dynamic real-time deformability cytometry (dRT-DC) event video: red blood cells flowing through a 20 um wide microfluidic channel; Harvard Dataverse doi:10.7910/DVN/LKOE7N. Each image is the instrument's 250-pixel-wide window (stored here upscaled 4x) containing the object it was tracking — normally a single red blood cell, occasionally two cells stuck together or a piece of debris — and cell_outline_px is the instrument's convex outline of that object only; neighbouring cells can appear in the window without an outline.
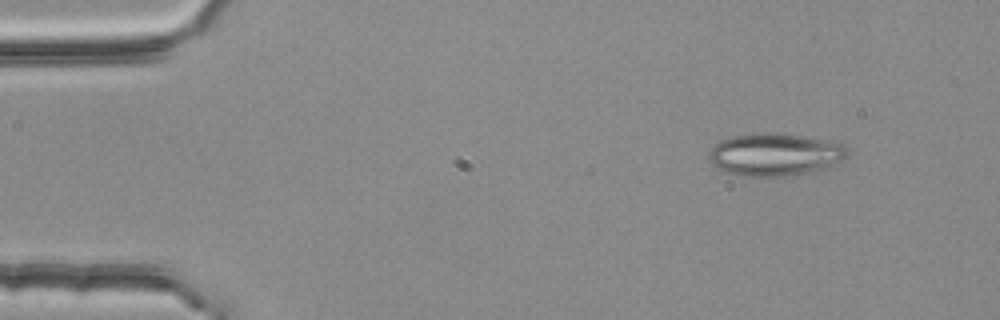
{"species": "common noctule bat (a hibernating species)", "species_latin": "Nyctalus noctula", "temperature_condition": "room temperature", "stored_images_in_passage": 3, "camera_frame_rate_fps": 3000, "um_per_image_px": 0.085, "animal": {"sex": "female", "body_mass_g": 25.1}, "frame": {"image": 1, "passage_image": 1, "time_ms": 0.0, "image_size_px": [1000, 320], "cell_outline_px": [[852, 152], [848, 156], [824, 168], [812, 172], [784, 176], [744, 176], [728, 172], [712, 164], [708, 160], [708, 152], [720, 140], [752, 132], [776, 132], [840, 140]], "centroid_in_image_um": [65.95, 13.09], "position_along_channel_um": 19.0, "area_um2": 35.03}}